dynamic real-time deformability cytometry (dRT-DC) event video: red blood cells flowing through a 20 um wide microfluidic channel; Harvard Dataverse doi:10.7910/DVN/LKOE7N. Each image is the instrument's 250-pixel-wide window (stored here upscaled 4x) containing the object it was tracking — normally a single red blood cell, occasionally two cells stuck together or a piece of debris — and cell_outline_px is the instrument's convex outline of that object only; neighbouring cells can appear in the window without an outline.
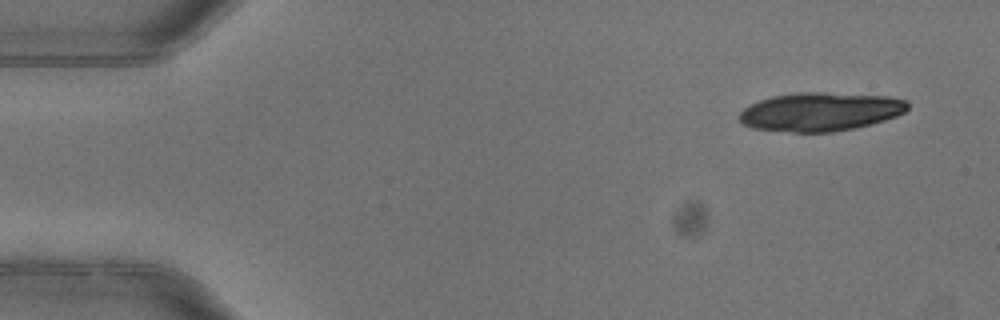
{"species": "common noctule bat (a hibernating species)", "species_latin": "Nyctalus noctula", "temperature_condition": "warm", "stored_images_in_passage": 4, "camera_frame_rate_fps": 3000, "um_per_image_px": 0.085, "animal": {"sex": "female"}, "frame": {"image": 1, "passage_image": 1, "time_ms": 0.0, "image_size_px": [1000, 320], "cell_outline_px": [[908, 108], [904, 112], [896, 116], [884, 120], [852, 128], [832, 132], [792, 132], [752, 128], [744, 124], [736, 116], [744, 108], [760, 100], [772, 96], [796, 92], [820, 92], [888, 96], [908, 100]], "centroid_in_image_um": [69.71, 9.49], "position_along_channel_um": 15.3, "area_um2": 37.8}}